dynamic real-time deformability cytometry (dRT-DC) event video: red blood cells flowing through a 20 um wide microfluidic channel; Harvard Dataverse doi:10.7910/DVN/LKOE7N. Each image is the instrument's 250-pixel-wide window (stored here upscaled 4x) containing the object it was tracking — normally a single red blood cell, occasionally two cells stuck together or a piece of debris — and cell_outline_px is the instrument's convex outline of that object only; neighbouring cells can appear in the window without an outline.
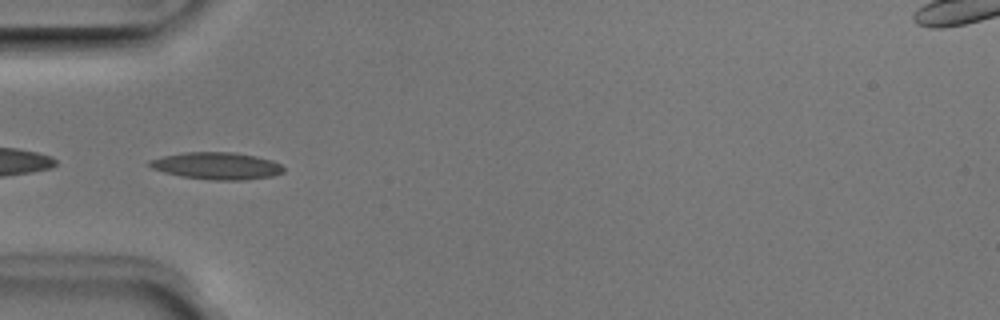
{"species": "Egyptian fruit bat (a non-hibernating species)", "species_latin": "Rousettus aegyptiacus", "temperature_condition": "room temperature", "stored_images_in_passage": 51, "camera_frame_rate_fps": 3000, "um_per_image_px": 0.085, "animal": {"sex": "male"}, "frame": {"image": 1, "passage_image": 16, "time_ms": 5.0, "image_size_px": [1000, 320], "cell_outline_px": [[284, 172], [272, 176], [244, 180], [212, 180], [184, 176], [164, 172], [152, 168], [148, 164], [148, 160], [164, 156], [184, 152], [236, 152], [256, 156], [272, 160], [280, 164], [284, 168]], "centroid_in_image_um": [18.45, 14.09], "position_along_channel_um": 66.5, "area_um2": 21.1}}
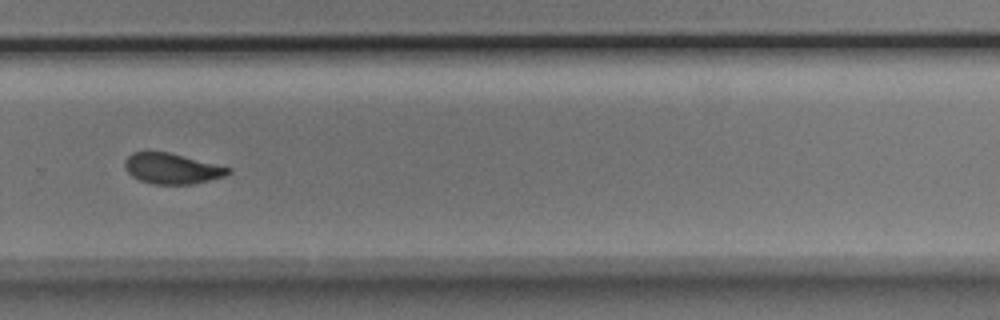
{"frame": {"image": 2, "passage_image": 35, "time_ms": 11.333, "image_size_px": [1000, 320], "cell_outline_px": [[232, 172], [224, 176], [192, 184], [152, 184], [140, 180], [132, 176], [124, 168], [124, 160], [132, 152], [168, 152], [232, 168]], "centroid_in_image_um": [14.6, 14.33], "position_along_channel_um": 315.2, "area_um2": 18.32}}
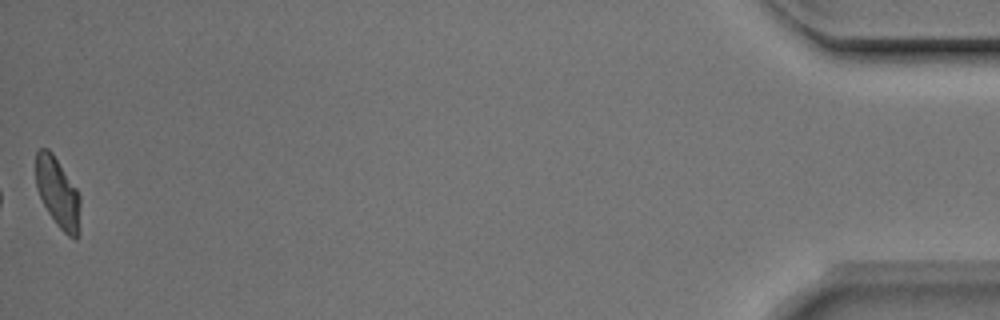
{"frame": {"image": 3, "passage_image": 51, "time_ms": 16.667, "image_size_px": [1000, 320], "cell_outline_px": [[80, 204], [76, 240], [68, 236], [56, 224], [48, 212], [36, 188], [36, 152], [40, 148], [48, 148], [52, 152], [76, 188], [80, 196]], "centroid_in_image_um": [4.89, 16.35], "position_along_channel_um": 430.3, "area_um2": 17.8}, "authors_computed_cell_mechanics": {"area_um2": 19.5364, "velocity_mm_per_s": 3.934, "shape_relaxation_time_tau1_ms": 2.9012, "shape_relaxation_time_tau2_ms": 1.4122, "deformation_change_tau1": 0.1379, "deformation_change_tau2": 0.0731}}